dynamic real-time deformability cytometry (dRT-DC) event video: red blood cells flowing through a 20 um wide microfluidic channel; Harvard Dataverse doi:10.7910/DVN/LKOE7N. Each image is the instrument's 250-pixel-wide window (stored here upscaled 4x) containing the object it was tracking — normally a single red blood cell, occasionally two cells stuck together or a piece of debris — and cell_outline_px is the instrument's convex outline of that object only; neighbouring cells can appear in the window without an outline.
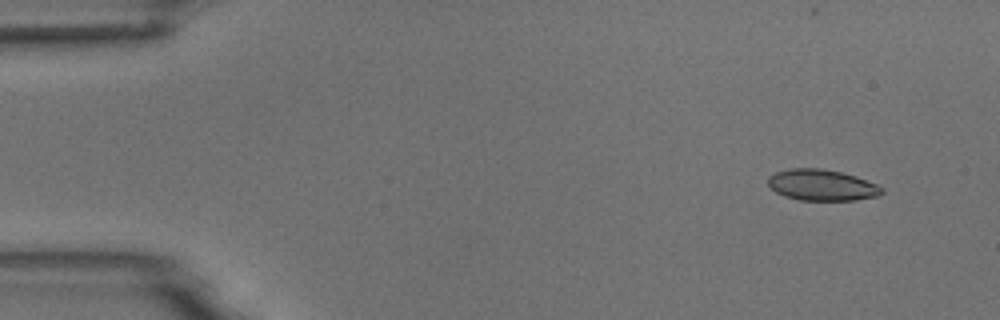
{"species": "common noctule bat (a hibernating species)", "species_latin": "Nyctalus noctula", "temperature_condition": "room temperature", "stored_images_in_passage": 4, "camera_frame_rate_fps": 3000, "um_per_image_px": 0.085, "animal": {"sex": "male", "body_mass_g": 18.8}, "frame": {"image": 1, "passage_image": 1, "time_ms": 0.0, "image_size_px": [1000, 320], "cell_outline_px": [[884, 192], [876, 196], [856, 200], [800, 200], [784, 196], [776, 192], [768, 184], [768, 176], [776, 172], [792, 168], [820, 168], [840, 172], [856, 176], [876, 184]], "centroid_in_image_um": [69.83, 15.73], "position_along_channel_um": 15.2, "area_um2": 20.46}}
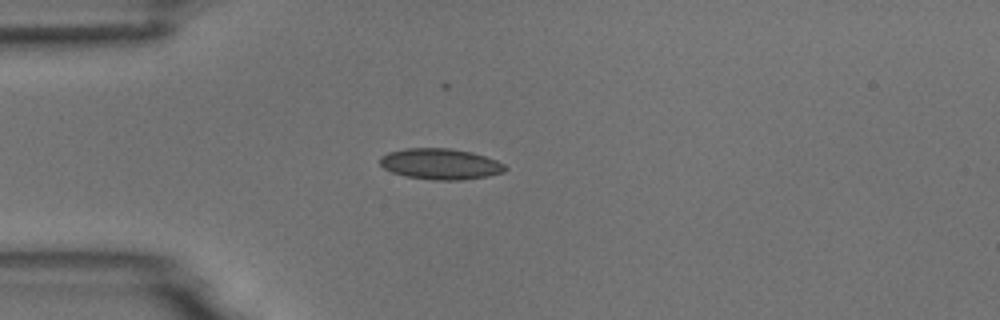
{"frame": {"image": 2, "passage_image": 4, "time_ms": 3.333, "image_size_px": [1000, 320], "cell_outline_px": [[508, 168], [504, 172], [488, 176], [460, 180], [432, 180], [404, 176], [392, 172], [384, 168], [380, 164], [380, 156], [388, 152], [404, 148], [448, 148], [472, 152], [496, 160], [504, 164]], "centroid_in_image_um": [37.42, 13.94], "position_along_channel_um": 47.6, "area_um2": 22.66}}